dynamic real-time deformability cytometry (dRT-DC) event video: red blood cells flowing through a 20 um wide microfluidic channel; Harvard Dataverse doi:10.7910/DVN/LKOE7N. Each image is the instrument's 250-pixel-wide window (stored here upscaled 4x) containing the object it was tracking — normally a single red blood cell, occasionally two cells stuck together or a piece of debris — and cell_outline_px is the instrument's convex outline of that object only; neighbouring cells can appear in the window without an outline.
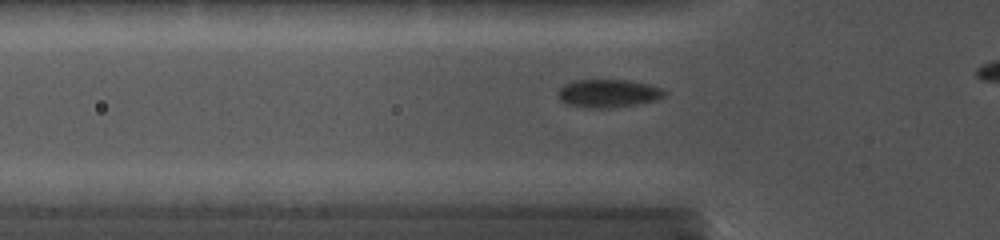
{"species": "common noctule bat (a hibernating species)", "species_latin": "Nyctalus noctula", "temperature_condition": "cold", "stored_images_in_passage": 42, "camera_frame_rate_fps": 5000, "um_per_image_px": 0.085, "animal": {"sex": "female", "body_mass_g": 19.0, "forearm_length_mm": 56.7}, "frame": {"image": 1, "passage_image": 12, "time_ms": 3.2, "image_size_px": [1000, 240], "cell_outline_px": [[668, 92], [664, 96], [656, 100], [636, 104], [608, 108], [588, 108], [568, 104], [560, 100], [556, 92], [564, 84], [572, 80], [628, 80], [648, 84], [660, 88]], "centroid_in_image_um": [51.67, 7.93], "position_along_channel_um": 74.1, "area_um2": 17.46}}
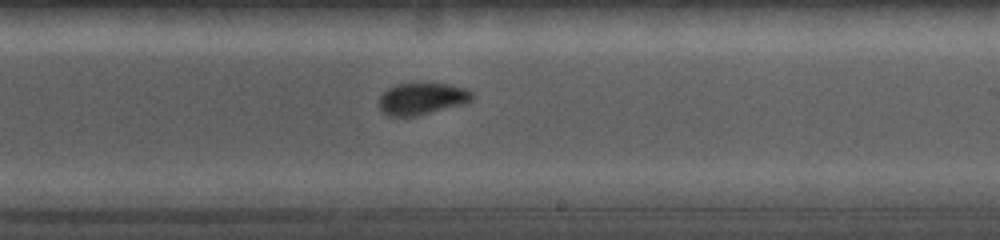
{"frame": {"image": 2, "passage_image": 27, "time_ms": 7.6, "image_size_px": [1000, 240], "cell_outline_px": [[476, 96], [468, 104], [416, 116], [388, 116], [380, 108], [380, 96], [388, 88], [396, 84], [448, 84], [464, 88], [472, 92]], "centroid_in_image_um": [35.93, 8.41], "position_along_channel_um": 253.1, "area_um2": 17.34}}
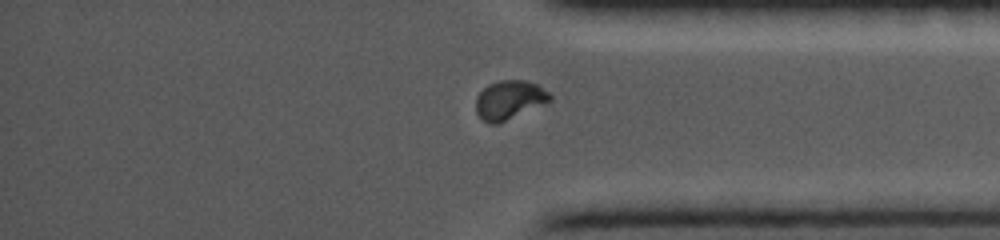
{"frame": {"image": 3, "passage_image": 39, "time_ms": 11.0, "image_size_px": [1000, 240], "cell_outline_px": [[552, 100], [544, 104], [496, 124], [488, 124], [476, 112], [476, 96], [488, 84], [500, 80], [524, 80], [536, 84], [548, 92], [552, 96]], "centroid_in_image_um": [43.28, 8.48], "position_along_channel_um": 391.9, "area_um2": 16.59}}